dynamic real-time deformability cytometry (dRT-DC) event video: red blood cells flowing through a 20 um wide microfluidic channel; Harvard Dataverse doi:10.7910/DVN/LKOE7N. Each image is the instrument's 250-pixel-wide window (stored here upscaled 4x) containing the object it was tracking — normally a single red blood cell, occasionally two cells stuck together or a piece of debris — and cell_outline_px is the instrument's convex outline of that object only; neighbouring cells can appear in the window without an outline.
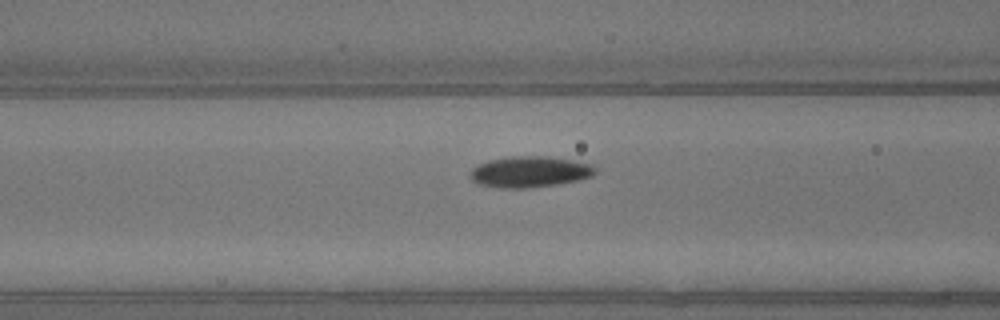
{"species": "common noctule bat (a hibernating species)", "species_latin": "Nyctalus noctula", "temperature_condition": "warm", "stored_images_in_passage": 9, "camera_frame_rate_fps": 3000, "um_per_image_px": 0.085, "animal": {"sex": "male", "body_mass_g": 13.3}, "frame": {"image": 1, "passage_image": 8, "time_ms": 2.333, "image_size_px": [1000, 320], "cell_outline_px": [[596, 172], [592, 176], [580, 180], [560, 184], [528, 188], [496, 188], [480, 184], [472, 180], [468, 176], [472, 168], [488, 160], [512, 156], [548, 156], [572, 160], [592, 164], [596, 168]], "centroid_in_image_um": [45.04, 14.61], "position_along_channel_um": 121.6, "area_um2": 22.89}}